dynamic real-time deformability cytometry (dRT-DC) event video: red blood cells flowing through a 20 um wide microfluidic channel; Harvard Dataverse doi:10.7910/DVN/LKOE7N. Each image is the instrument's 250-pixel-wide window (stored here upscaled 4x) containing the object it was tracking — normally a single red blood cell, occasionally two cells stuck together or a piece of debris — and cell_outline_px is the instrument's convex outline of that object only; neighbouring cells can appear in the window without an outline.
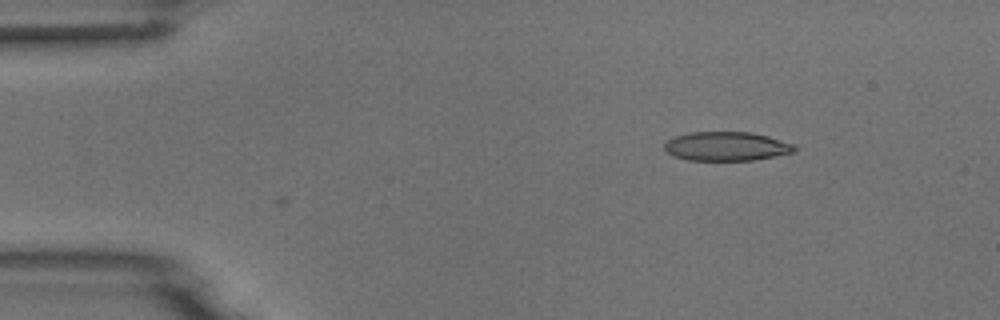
{"species": "common noctule bat (a hibernating species)", "species_latin": "Nyctalus noctula", "temperature_condition": "room temperature", "stored_images_in_passage": 3, "camera_frame_rate_fps": 3000, "um_per_image_px": 0.085, "animal": {"sex": "male", "body_mass_g": 18.8}, "frame": {"image": 1, "passage_image": 3, "time_ms": 2.333, "image_size_px": [1000, 320], "cell_outline_px": [[796, 152], [776, 156], [752, 160], [688, 160], [672, 156], [664, 148], [664, 144], [668, 140], [676, 136], [688, 132], [752, 132], [768, 136], [796, 144]], "centroid_in_image_um": [61.78, 12.43], "position_along_channel_um": 23.2, "area_um2": 22.14}}